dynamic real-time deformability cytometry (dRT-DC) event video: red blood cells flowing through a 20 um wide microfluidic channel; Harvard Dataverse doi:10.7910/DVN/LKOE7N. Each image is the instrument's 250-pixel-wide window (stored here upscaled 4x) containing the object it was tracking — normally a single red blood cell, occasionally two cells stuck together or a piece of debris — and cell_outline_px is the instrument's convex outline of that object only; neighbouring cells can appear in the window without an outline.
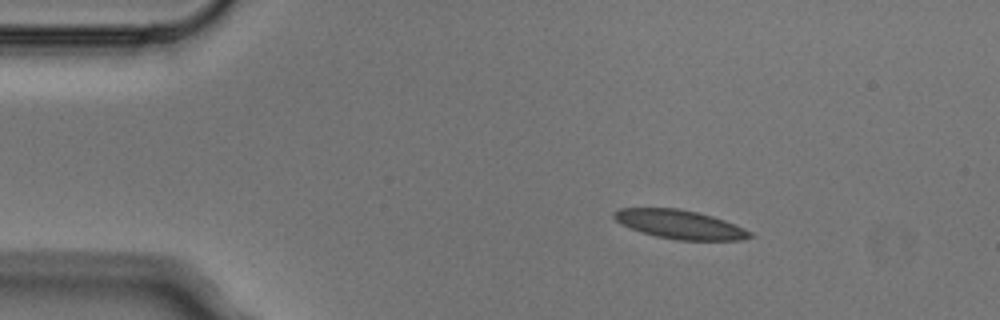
{"species": "Egyptian fruit bat (a non-hibernating species)", "species_latin": "Rousettus aegyptiacus", "temperature_condition": "cold", "stored_images_in_passage": 6, "camera_frame_rate_fps": 3000, "um_per_image_px": 0.085, "animal": {"sex": "male"}, "frame": {"image": 1, "passage_image": 1, "time_ms": 0.0, "image_size_px": [1000, 320], "cell_outline_px": [[756, 236], [740, 240], [676, 240], [656, 236], [640, 232], [620, 224], [612, 216], [612, 212], [620, 208], [676, 208], [696, 212], [712, 216], [724, 220], [744, 228], [752, 232]], "centroid_in_image_um": [57.77, 19.08], "position_along_channel_um": 27.2, "area_um2": 22.89}}
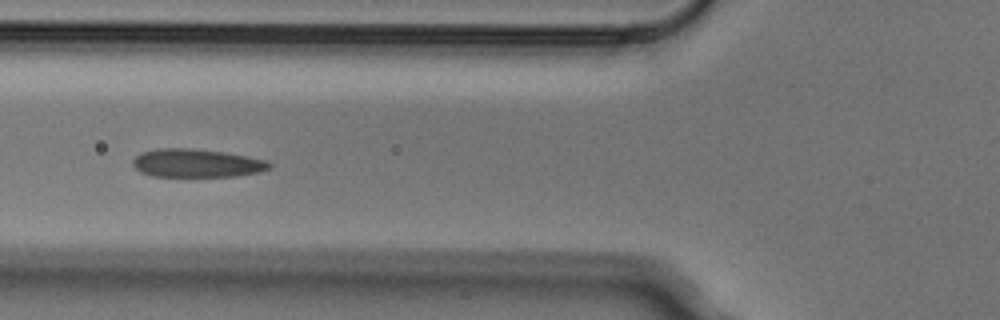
{"frame": {"image": 2, "passage_image": 4, "time_ms": 1.0, "image_size_px": [1000, 320], "cell_outline_px": [[272, 164], [268, 168], [260, 172], [236, 176], [152, 176], [140, 172], [132, 164], [132, 160], [140, 152], [156, 148], [192, 148], [224, 152], [248, 156], [268, 160]], "centroid_in_image_um": [16.7, 13.86], "position_along_channel_um": 109.1, "area_um2": 22.66}}
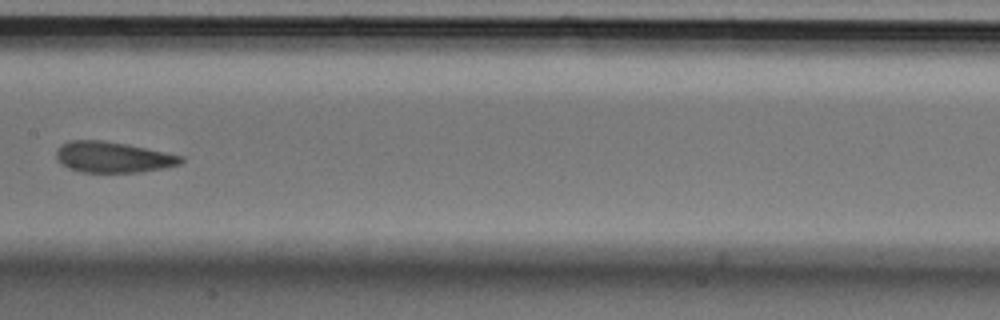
{"frame": {"image": 3, "passage_image": 6, "time_ms": 1.667, "image_size_px": [1000, 320], "cell_outline_px": [[184, 160], [180, 164], [164, 168], [140, 172], [80, 172], [68, 168], [60, 164], [56, 156], [56, 148], [68, 140], [104, 140], [128, 144], [184, 156]], "centroid_in_image_um": [9.58, 13.35], "position_along_channel_um": 197.8, "area_um2": 22.66}}